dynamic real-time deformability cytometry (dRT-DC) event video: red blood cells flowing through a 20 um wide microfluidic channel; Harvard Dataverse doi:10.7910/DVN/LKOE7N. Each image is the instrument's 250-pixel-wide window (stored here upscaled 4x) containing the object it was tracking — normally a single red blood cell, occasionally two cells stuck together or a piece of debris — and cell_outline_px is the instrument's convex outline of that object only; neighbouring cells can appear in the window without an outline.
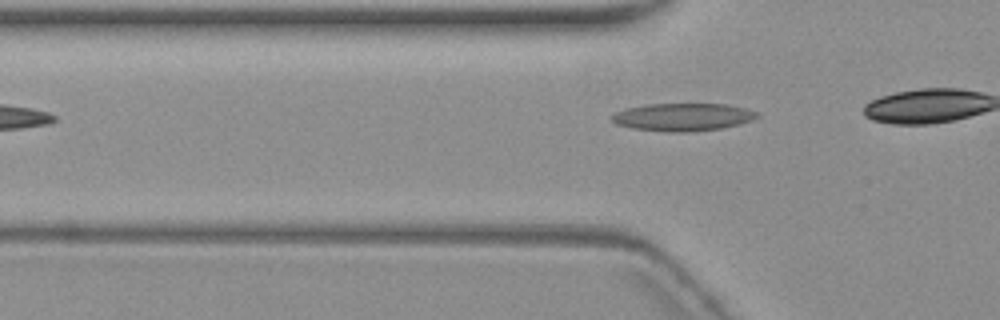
{"species": "common noctule bat (a hibernating species)", "species_latin": "Nyctalus noctula", "temperature_condition": "warm", "stored_images_in_passage": 5, "camera_frame_rate_fps": 3000, "um_per_image_px": 0.085, "animal": {"sex": "female", "body_mass_g": 19.3, "forearm_length_mm": 54.1}, "frame": {"image": 1, "passage_image": 5, "time_ms": 5.0, "image_size_px": [1000, 320], "cell_outline_px": [[760, 116], [752, 120], [720, 128], [688, 132], [672, 132], [632, 128], [616, 124], [612, 120], [612, 116], [616, 112], [624, 108], [644, 104], [724, 104], [744, 108], [756, 112]], "centroid_in_image_um": [57.99, 9.94], "position_along_channel_um": 67.8, "area_um2": 23.24}}